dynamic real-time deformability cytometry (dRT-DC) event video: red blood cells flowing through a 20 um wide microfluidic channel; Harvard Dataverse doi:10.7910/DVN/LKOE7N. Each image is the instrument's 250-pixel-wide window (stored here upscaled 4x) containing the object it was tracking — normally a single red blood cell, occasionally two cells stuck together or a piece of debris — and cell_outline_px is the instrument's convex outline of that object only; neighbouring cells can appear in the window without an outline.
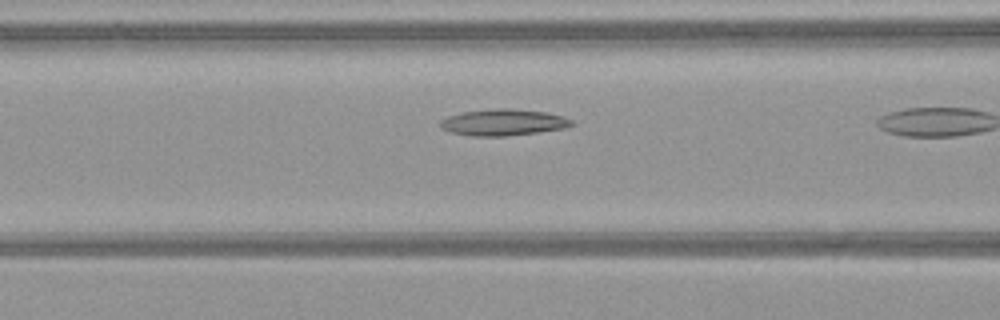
{"species": "common noctule bat (a hibernating species)", "species_latin": "Nyctalus noctula", "temperature_condition": "warm", "stored_images_in_passage": 14, "camera_frame_rate_fps": 3000, "um_per_image_px": 0.085, "animal": {"sex": "female", "body_mass_g": 21.9}, "frame": {"image": 1, "passage_image": 7, "time_ms": 2.0, "image_size_px": [1000, 320], "cell_outline_px": [[576, 124], [564, 128], [536, 132], [504, 136], [468, 136], [448, 132], [440, 124], [440, 120], [448, 116], [464, 112], [496, 108], [508, 108], [544, 112], [564, 116], [572, 120]], "centroid_in_image_um": [42.78, 10.4], "position_along_channel_um": 123.8, "area_um2": 20.11}}